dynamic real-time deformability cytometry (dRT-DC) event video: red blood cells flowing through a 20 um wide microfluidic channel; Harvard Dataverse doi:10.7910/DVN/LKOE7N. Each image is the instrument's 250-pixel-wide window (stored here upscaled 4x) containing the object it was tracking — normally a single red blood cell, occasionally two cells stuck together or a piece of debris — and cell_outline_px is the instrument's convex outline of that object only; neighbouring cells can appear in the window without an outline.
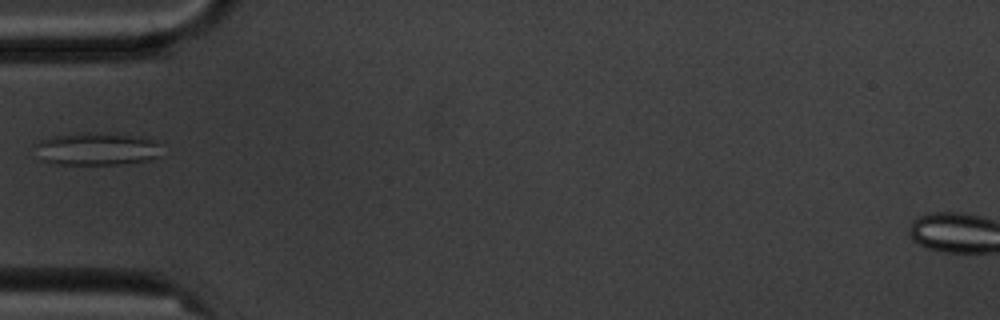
{"species": "common noctule bat (a hibernating species)", "species_latin": "Nyctalus noctula", "temperature_condition": "cold", "stored_images_in_passage": 9, "camera_frame_rate_fps": 3000, "um_per_image_px": 0.085, "animal": {"sex": "male", "body_mass_g": 20.1, "forearm_length_mm": 53.5}, "frame": {"image": 1, "passage_image": 3, "time_ms": 2.333, "image_size_px": [1000, 320], "cell_outline_px": [[160, 156], [148, 160], [128, 164], [52, 164], [40, 160], [32, 144], [40, 140], [52, 136], [76, 132], [88, 132], [140, 136], [152, 140], [160, 144]], "centroid_in_image_um": [8.16, 12.66], "position_along_channel_um": 76.8, "area_um2": 24.62}}
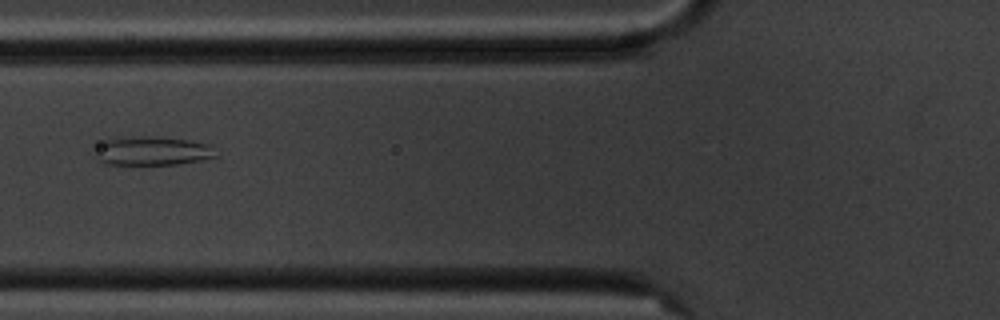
{"frame": {"image": 2, "passage_image": 4, "time_ms": 3.333, "image_size_px": [1000, 320], "cell_outline_px": [[220, 156], [180, 164], [104, 164], [96, 156], [100, 144], [108, 140], [120, 136], [156, 136], [188, 140], [208, 144]], "centroid_in_image_um": [12.99, 12.82], "position_along_channel_um": 112.8, "area_um2": 20.23}}
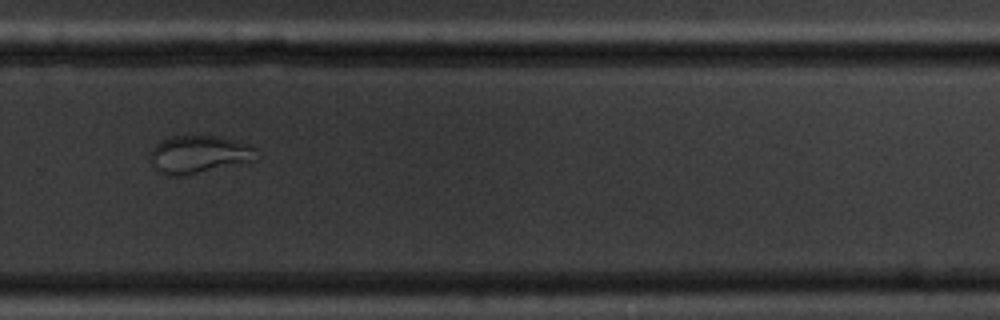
{"frame": {"image": 3, "passage_image": 9, "time_ms": 9.0, "image_size_px": [1000, 320], "cell_outline_px": [[256, 160], [180, 176], [164, 176], [156, 168], [152, 160], [152, 148], [156, 144], [172, 136], [220, 136], [236, 140], [256, 148]], "centroid_in_image_um": [16.93, 13.12], "position_along_channel_um": 312.9, "area_um2": 22.95}}